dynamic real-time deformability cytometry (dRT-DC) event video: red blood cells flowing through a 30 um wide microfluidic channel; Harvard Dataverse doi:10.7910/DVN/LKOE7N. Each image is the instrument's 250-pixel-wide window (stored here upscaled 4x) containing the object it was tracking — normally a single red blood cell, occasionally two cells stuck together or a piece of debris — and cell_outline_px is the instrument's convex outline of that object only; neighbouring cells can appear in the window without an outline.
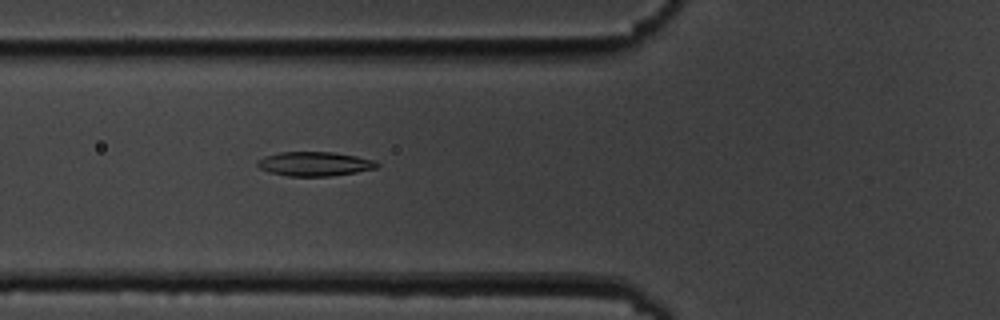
{"species": "common noctule bat (a hibernating species)", "species_latin": "Nyctalus noctula", "temperature_condition": "cold", "stored_images_in_passage": 2, "camera_frame_rate_fps": 3000, "um_per_image_px": 0.085, "animal": {"sex": "male", "body_mass_g": 19.5, "forearm_length_mm": 54.6}, "frame": {"image": 1, "passage_image": 2, "time_ms": 1.0, "image_size_px": [1000, 320], "cell_outline_px": [[380, 164], [376, 168], [356, 172], [332, 176], [288, 176], [268, 172], [260, 168], [256, 164], [256, 160], [264, 156], [280, 152], [332, 152], [356, 156], [376, 160]], "centroid_in_image_um": [26.73, 13.93], "position_along_channel_um": 99.1, "area_um2": 16.99}}